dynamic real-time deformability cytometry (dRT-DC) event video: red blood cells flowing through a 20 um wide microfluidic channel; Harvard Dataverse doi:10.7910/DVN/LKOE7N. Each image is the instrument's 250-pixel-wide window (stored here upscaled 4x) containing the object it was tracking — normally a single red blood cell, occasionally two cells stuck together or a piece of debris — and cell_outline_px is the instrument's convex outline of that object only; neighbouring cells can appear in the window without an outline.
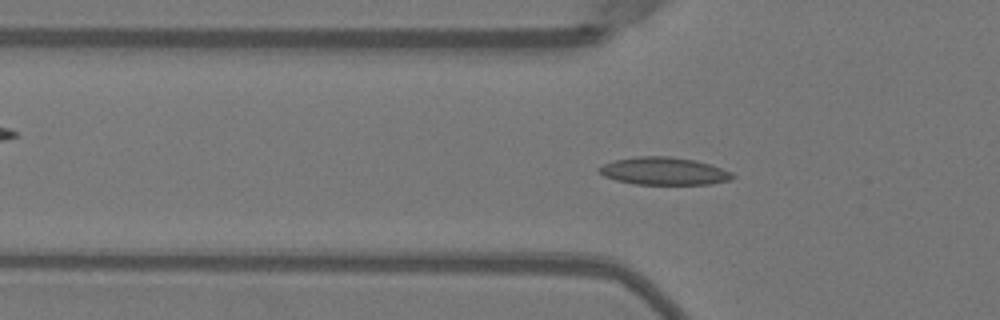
{"species": "Egyptian fruit bat (a non-hibernating species)", "species_latin": "Rousettus aegyptiacus", "temperature_condition": "warm", "stored_images_in_passage": 51, "camera_frame_rate_fps": 3000, "um_per_image_px": 0.085, "animal": {"sex": "female"}, "frame": {"image": 1, "passage_image": 17, "time_ms": 5.333, "image_size_px": [1000, 320], "cell_outline_px": [[736, 176], [732, 180], [708, 184], [632, 184], [616, 180], [604, 176], [596, 168], [604, 164], [616, 160], [636, 156], [668, 156], [696, 160], [712, 164], [732, 172]], "centroid_in_image_um": [56.47, 14.54], "position_along_channel_um": 69.3, "area_um2": 21.62}}
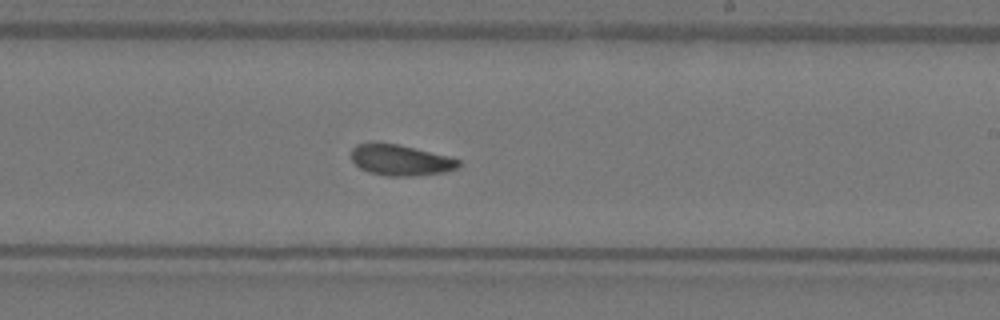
{"frame": {"image": 2, "passage_image": 31, "time_ms": 10.0, "image_size_px": [1000, 320], "cell_outline_px": [[460, 164], [456, 168], [444, 172], [412, 176], [384, 176], [368, 172], [360, 168], [352, 160], [352, 148], [356, 144], [372, 140], [376, 140], [396, 144], [448, 156], [460, 160]], "centroid_in_image_um": [33.97, 13.58], "position_along_channel_um": 255.0, "area_um2": 19.54}}
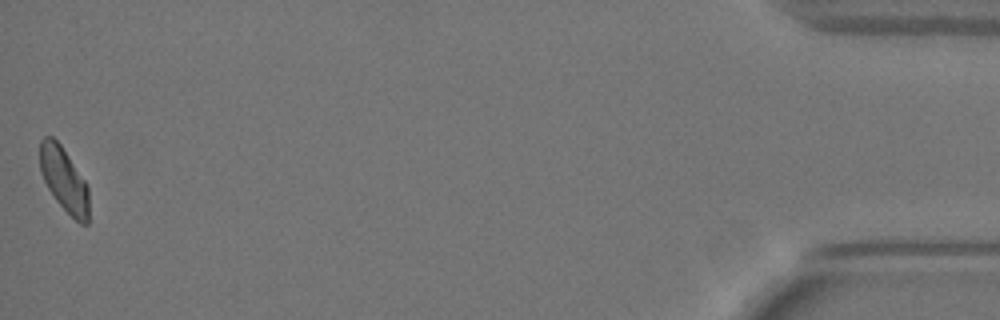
{"frame": {"image": 3, "passage_image": 51, "time_ms": 16.667, "image_size_px": [1000, 320], "cell_outline_px": [[88, 224], [80, 224], [56, 200], [48, 188], [40, 172], [40, 140], [44, 136], [52, 136], [60, 144], [84, 180], [88, 188]], "centroid_in_image_um": [5.42, 15.25], "position_along_channel_um": 429.8, "area_um2": 17.98}, "authors_computed_cell_mechanics": {"area_um2": 19.4208, "velocity_mm_per_s": 3.9743, "shape_relaxation_time_tau1_ms": 4.2511, "shape_relaxation_time_tau2_ms": 3.3254, "deformation_change_tau1": 0.1356, "deformation_change_tau2": 0.0757}}